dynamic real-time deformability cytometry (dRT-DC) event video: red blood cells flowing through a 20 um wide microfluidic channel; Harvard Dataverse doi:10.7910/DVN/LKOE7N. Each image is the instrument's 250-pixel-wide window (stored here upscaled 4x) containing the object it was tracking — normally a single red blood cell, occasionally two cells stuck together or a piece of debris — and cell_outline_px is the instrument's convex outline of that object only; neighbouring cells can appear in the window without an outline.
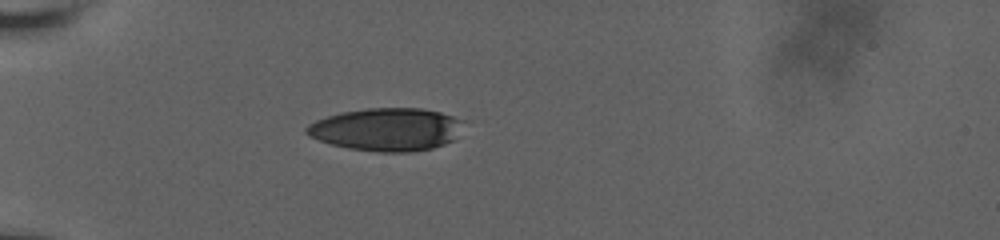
{"species": "human", "species_latin": "Homo sapiens", "temperature_condition": "room temperature", "stored_images_in_passage": 41, "camera_frame_rate_fps": 3000, "um_per_image_px": 0.085, "donor": {"sex": "male"}, "frame": {"image": 1, "passage_image": 1, "time_ms": 0.0, "image_size_px": [1000, 240], "cell_outline_px": [[468, 120], [452, 140], [444, 144], [432, 148], [412, 152], [380, 152], [348, 148], [332, 144], [308, 136], [304, 132], [304, 128], [308, 124], [316, 120], [340, 112], [368, 108], [420, 108], [440, 112]], "centroid_in_image_um": [32.88, 10.99], "position_along_channel_um": 52.1, "area_um2": 39.42}}
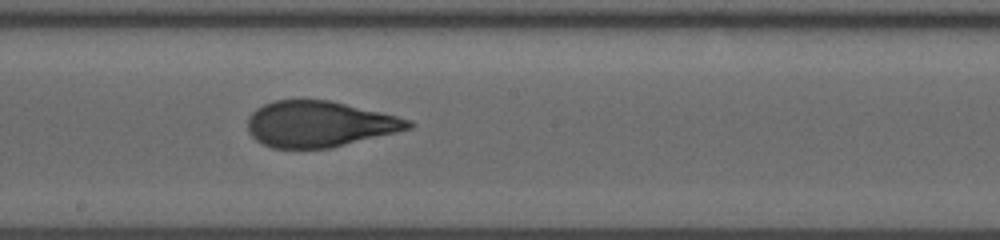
{"frame": {"image": 2, "passage_image": 17, "time_ms": 5.333, "image_size_px": [1000, 240], "cell_outline_px": [[416, 124], [412, 128], [332, 148], [272, 148], [256, 140], [248, 132], [248, 116], [256, 108], [272, 100], [328, 100], [380, 112], [412, 120]], "centroid_in_image_um": [27.14, 10.55], "position_along_channel_um": 221.1, "area_um2": 42.95}}
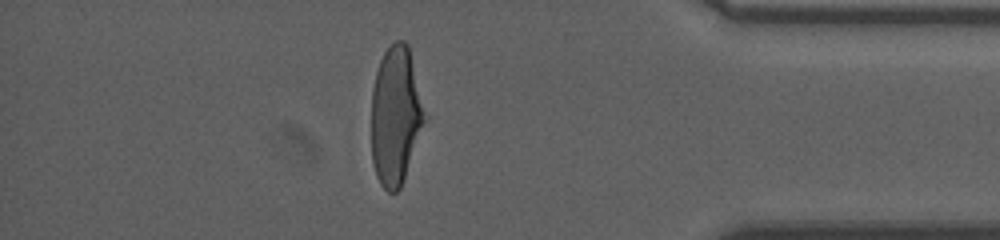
{"frame": {"image": 3, "passage_image": 34, "time_ms": 11.0, "image_size_px": [1000, 240], "cell_outline_px": [[428, 120], [400, 188], [396, 192], [388, 192], [380, 184], [376, 176], [372, 164], [372, 88], [376, 72], [380, 60], [384, 52], [396, 40], [404, 40], [408, 44], [428, 116]], "centroid_in_image_um": [33.67, 9.84], "position_along_channel_um": 401.5, "area_um2": 43.81}, "authors_computed_cell_mechanics": {"area_um2": 43.639, "velocity_mm_per_s": 3.6579, "shape_relaxation_time_tau1_ms": 6.3719, "shape_relaxation_time_tau2_ms": 1.0407, "deformation_change_tau1": 0.2395, "deformation_change_tau2": 0.0858}}